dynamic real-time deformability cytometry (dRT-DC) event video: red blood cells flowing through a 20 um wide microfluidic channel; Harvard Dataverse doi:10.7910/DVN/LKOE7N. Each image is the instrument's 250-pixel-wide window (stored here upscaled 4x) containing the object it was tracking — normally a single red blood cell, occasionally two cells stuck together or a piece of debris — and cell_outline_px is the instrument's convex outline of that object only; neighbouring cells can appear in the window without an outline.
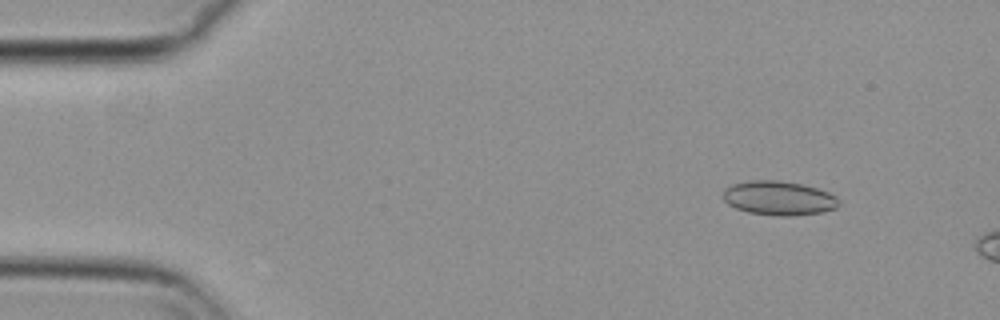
{"species": "common noctule bat (a hibernating species)", "species_latin": "Nyctalus noctula", "temperature_condition": "cold", "stored_images_in_passage": 10, "camera_frame_rate_fps": 3000, "um_per_image_px": 0.085, "animal": {"sex": "female", "body_mass_g": 29.2, "forearm_length_mm": 56.3}, "frame": {"image": 1, "passage_image": 6, "time_ms": 1.667, "image_size_px": [1000, 320], "cell_outline_px": [[840, 204], [836, 208], [824, 212], [788, 216], [780, 216], [748, 212], [736, 208], [728, 204], [724, 200], [724, 188], [732, 184], [752, 180], [776, 180], [800, 184], [816, 188], [828, 192], [836, 196], [840, 200]], "centroid_in_image_um": [66.22, 16.84], "position_along_channel_um": 18.8, "area_um2": 23.0}}